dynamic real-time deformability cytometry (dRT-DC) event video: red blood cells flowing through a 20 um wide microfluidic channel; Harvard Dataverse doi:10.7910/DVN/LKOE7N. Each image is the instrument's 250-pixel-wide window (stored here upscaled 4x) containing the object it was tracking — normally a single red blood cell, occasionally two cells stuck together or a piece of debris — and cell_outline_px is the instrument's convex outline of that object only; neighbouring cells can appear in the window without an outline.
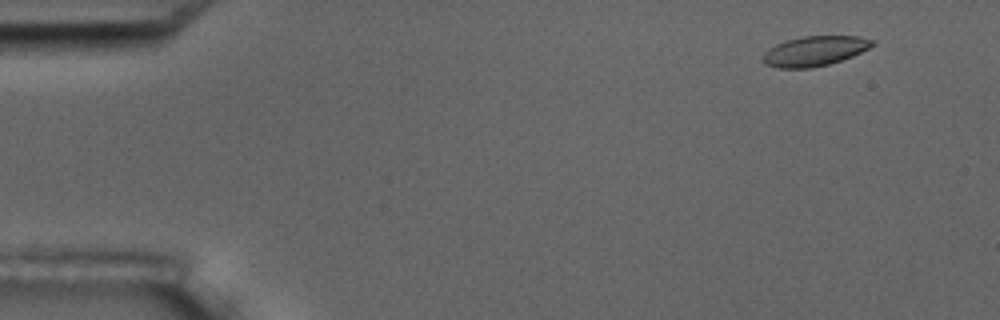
{"species": "common noctule bat (a hibernating species)", "species_latin": "Nyctalus noctula", "temperature_condition": "room temperature", "stored_images_in_passage": 6, "camera_frame_rate_fps": 3000, "um_per_image_px": 0.085, "animal": {"sex": "male", "body_mass_g": 17.5, "forearm_length_mm": 52.3}, "frame": {"image": 1, "passage_image": 2, "time_ms": 1.0, "image_size_px": [1000, 320], "cell_outline_px": [[876, 44], [852, 56], [828, 64], [812, 68], [780, 68], [764, 64], [764, 52], [768, 48], [776, 44], [788, 40], [804, 36], [860, 36], [876, 40]], "centroid_in_image_um": [69.27, 4.33], "position_along_channel_um": 15.7, "area_um2": 18.96}}
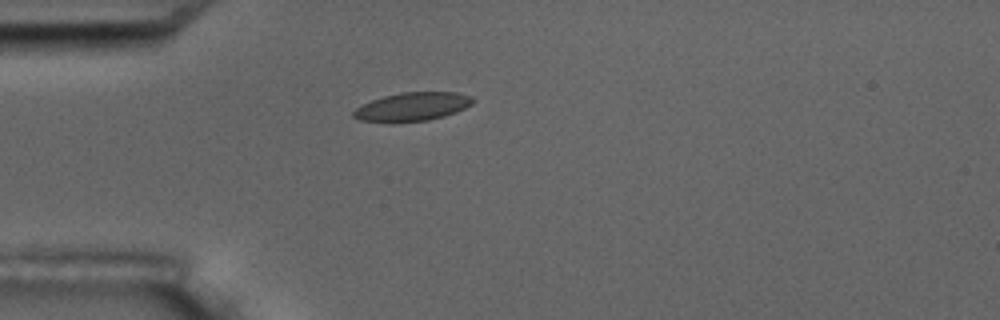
{"frame": {"image": 2, "passage_image": 5, "time_ms": 4.667, "image_size_px": [1000, 320], "cell_outline_px": [[476, 100], [472, 104], [456, 112], [444, 116], [428, 120], [392, 124], [388, 124], [360, 120], [352, 116], [352, 112], [356, 108], [372, 100], [384, 96], [404, 92], [456, 92], [472, 96]], "centroid_in_image_um": [35.03, 9.09], "position_along_channel_um": 50.0, "area_um2": 20.23}}